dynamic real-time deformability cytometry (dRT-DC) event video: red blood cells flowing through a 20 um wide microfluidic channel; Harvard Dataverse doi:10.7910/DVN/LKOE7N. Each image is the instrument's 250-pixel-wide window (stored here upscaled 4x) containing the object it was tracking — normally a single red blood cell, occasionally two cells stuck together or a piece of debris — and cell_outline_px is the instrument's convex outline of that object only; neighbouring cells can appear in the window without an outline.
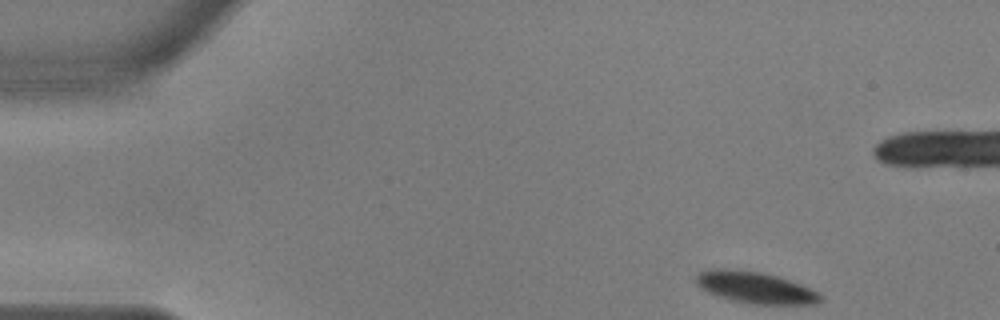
{"species": "common noctule bat (a hibernating species)", "species_latin": "Nyctalus noctula", "temperature_condition": "warm", "stored_images_in_passage": 8, "camera_frame_rate_fps": 3000, "um_per_image_px": 0.085, "animal": {"sex": "male", "body_mass_g": 17.9, "forearm_length_mm": 54.2}, "frame": {"image": 1, "passage_image": 1, "time_ms": 0.0, "image_size_px": [1000, 320], "cell_outline_px": [[824, 300], [816, 304], [752, 304], [732, 300], [708, 292], [700, 288], [696, 284], [696, 276], [700, 272], [712, 268], [724, 268], [760, 272], [776, 276], [800, 284], [816, 292]], "centroid_in_image_um": [64.17, 24.44], "position_along_channel_um": 20.8, "area_um2": 22.6}}